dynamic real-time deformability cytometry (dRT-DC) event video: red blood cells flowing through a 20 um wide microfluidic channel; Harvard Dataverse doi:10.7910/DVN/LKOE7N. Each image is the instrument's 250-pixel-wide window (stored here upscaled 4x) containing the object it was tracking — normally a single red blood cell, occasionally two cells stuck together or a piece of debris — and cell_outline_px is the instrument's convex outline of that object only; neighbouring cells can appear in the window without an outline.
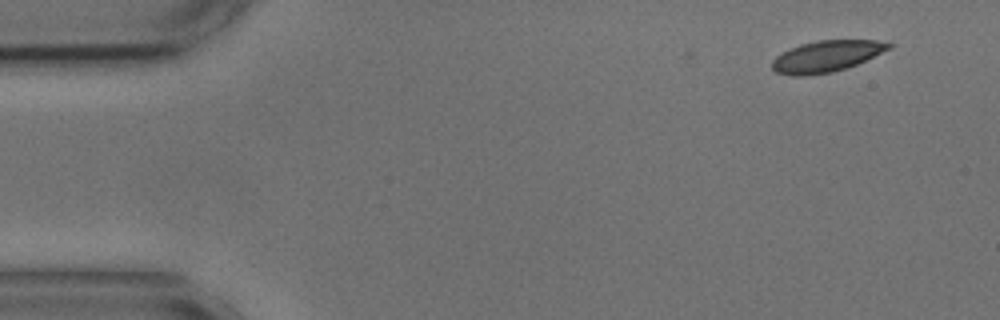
{"species": "common noctule bat (a hibernating species)", "species_latin": "Nyctalus noctula", "temperature_condition": "cold", "stored_images_in_passage": 2, "camera_frame_rate_fps": 3000, "um_per_image_px": 0.085, "animal": {"sex": "male", "body_mass_g": 17.9, "forearm_length_mm": 54.2}, "frame": {"image": 1, "passage_image": 2, "time_ms": 0.333, "image_size_px": [1000, 320], "cell_outline_px": [[892, 48], [856, 64], [832, 72], [808, 76], [792, 76], [776, 72], [772, 68], [772, 60], [776, 56], [800, 44], [816, 40], [876, 40], [892, 44]], "centroid_in_image_um": [70.23, 4.78], "position_along_channel_um": 14.8, "area_um2": 21.15}}